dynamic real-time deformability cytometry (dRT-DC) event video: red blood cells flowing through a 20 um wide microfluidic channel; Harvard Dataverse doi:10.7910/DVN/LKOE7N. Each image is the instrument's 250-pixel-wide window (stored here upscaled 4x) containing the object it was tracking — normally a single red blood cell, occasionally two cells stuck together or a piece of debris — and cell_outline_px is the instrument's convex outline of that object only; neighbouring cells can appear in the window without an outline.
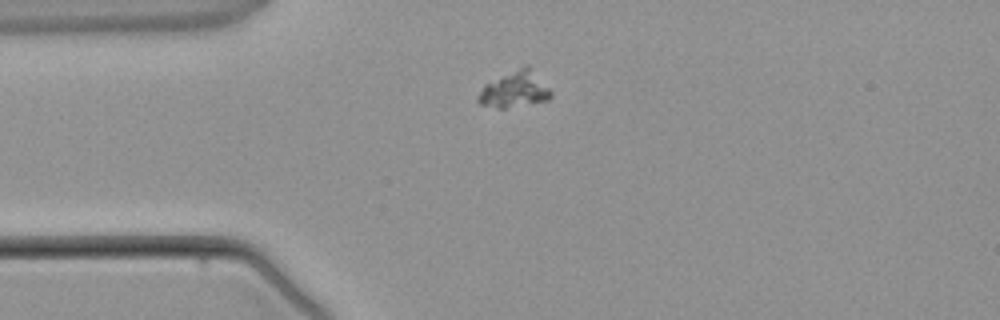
{"species": "common noctule bat (a hibernating species)", "species_latin": "Nyctalus noctula", "temperature_condition": "warm", "stored_images_in_passage": 2, "camera_frame_rate_fps": 3000, "um_per_image_px": 0.085, "animal": {"sex": "male", "body_mass_g": 21.5, "forearm_length_mm": 52.0}, "frame": {"image": 1, "passage_image": 2, "time_ms": 1.333, "image_size_px": [1000, 320], "cell_outline_px": [[552, 96], [548, 100], [504, 108], [496, 108], [480, 104], [476, 100], [476, 96], [484, 84], [528, 64], [552, 92]], "centroid_in_image_um": [43.72, 7.62], "position_along_channel_um": 41.3, "area_um2": 15.09}}